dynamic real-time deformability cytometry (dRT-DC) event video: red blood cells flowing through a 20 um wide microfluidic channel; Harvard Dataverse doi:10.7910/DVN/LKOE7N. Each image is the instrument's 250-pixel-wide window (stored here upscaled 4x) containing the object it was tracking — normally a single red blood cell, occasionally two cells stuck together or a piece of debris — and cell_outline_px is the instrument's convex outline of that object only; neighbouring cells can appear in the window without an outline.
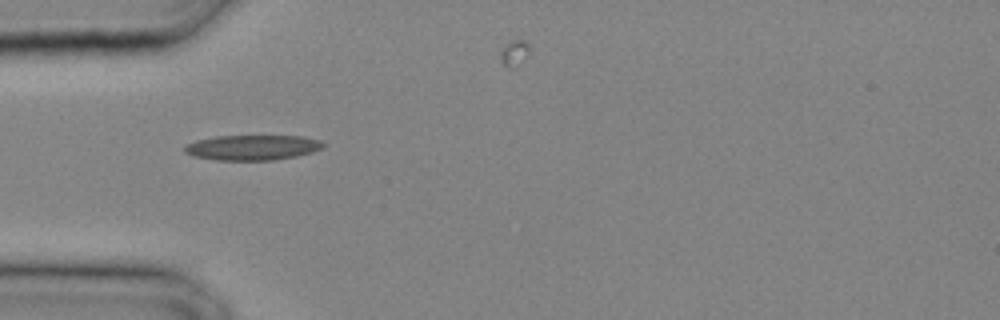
{"species": "common noctule bat (a hibernating species)", "species_latin": "Nyctalus noctula", "temperature_condition": "cold", "stored_images_in_passage": 22, "camera_frame_rate_fps": 3000, "um_per_image_px": 0.085, "animal": {"sex": "male", "body_mass_g": 20.4}, "frame": {"image": 1, "passage_image": 4, "time_ms": 1.0, "image_size_px": [1000, 320], "cell_outline_px": [[324, 148], [312, 152], [296, 156], [272, 160], [216, 160], [192, 156], [184, 152], [184, 144], [196, 140], [216, 136], [304, 136], [320, 140], [324, 144]], "centroid_in_image_um": [21.43, 12.53], "position_along_channel_um": 63.6, "area_um2": 20.46}}
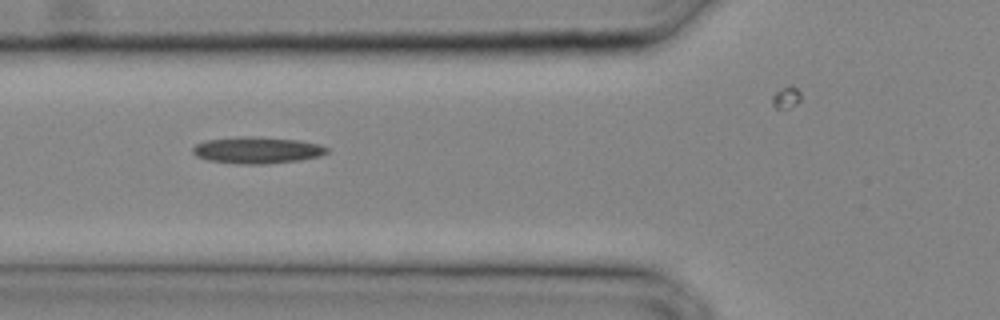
{"frame": {"image": 2, "passage_image": 6, "time_ms": 1.667, "image_size_px": [1000, 320], "cell_outline_px": [[328, 152], [320, 156], [300, 160], [268, 164], [236, 164], [208, 160], [196, 156], [192, 152], [192, 148], [196, 144], [204, 140], [236, 136], [252, 136], [300, 140], [320, 144], [328, 148]], "centroid_in_image_um": [21.84, 12.76], "position_along_channel_um": 104.0, "area_um2": 21.15}}